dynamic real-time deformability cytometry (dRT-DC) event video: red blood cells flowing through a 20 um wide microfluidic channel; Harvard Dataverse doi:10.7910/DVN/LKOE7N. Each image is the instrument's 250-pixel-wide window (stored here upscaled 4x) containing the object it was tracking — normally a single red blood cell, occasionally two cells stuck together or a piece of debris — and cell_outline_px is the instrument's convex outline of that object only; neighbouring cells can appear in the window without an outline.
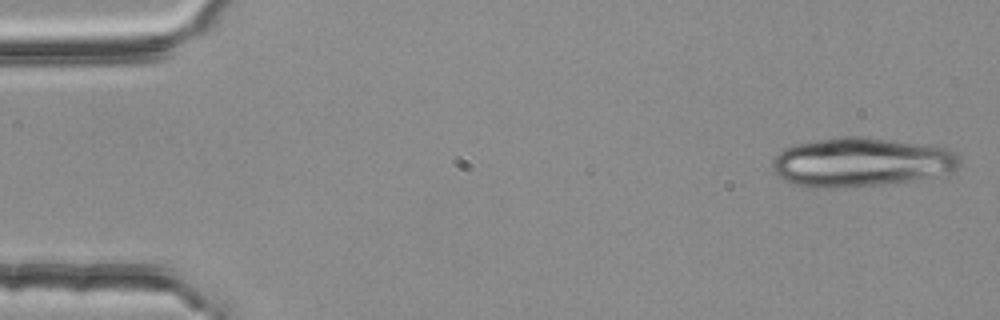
{"species": "common noctule bat (a hibernating species)", "species_latin": "Nyctalus noctula", "temperature_condition": "room temperature", "stored_images_in_passage": 5, "camera_frame_rate_fps": 3000, "um_per_image_px": 0.085, "animal": {"sex": "female", "body_mass_g": 25.1}, "frame": {"image": 1, "passage_image": 1, "time_ms": 0.0, "image_size_px": [1000, 320], "cell_outline_px": [[960, 164], [952, 172], [912, 180], [888, 184], [832, 188], [808, 188], [792, 184], [784, 180], [772, 168], [772, 160], [784, 148], [796, 144], [816, 140], [840, 136], [860, 136], [924, 144], [952, 148], [956, 152], [960, 160]], "centroid_in_image_um": [73.2, 13.78], "position_along_channel_um": 11.8, "area_um2": 53.87}}